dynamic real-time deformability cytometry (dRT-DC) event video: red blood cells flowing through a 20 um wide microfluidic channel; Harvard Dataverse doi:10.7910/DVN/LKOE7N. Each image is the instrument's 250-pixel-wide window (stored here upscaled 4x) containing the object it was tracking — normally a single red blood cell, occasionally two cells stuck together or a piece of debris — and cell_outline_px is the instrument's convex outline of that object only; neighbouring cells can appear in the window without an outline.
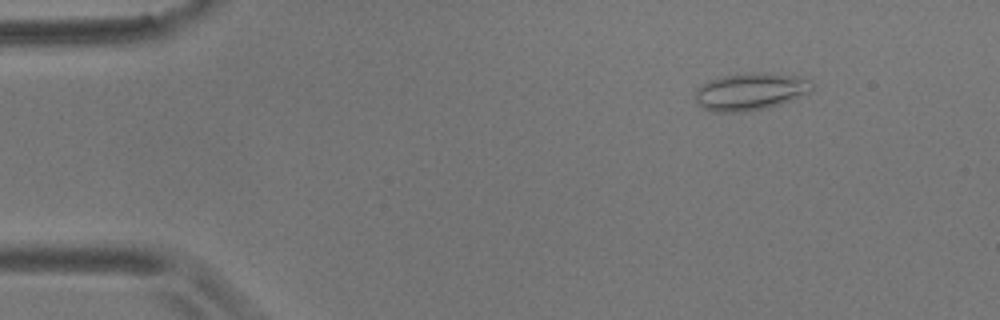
{"species": "common noctule bat (a hibernating species)", "species_latin": "Nyctalus noctula", "temperature_condition": "room temperature", "stored_images_in_passage": 14, "camera_frame_rate_fps": 3000, "um_per_image_px": 0.085, "animal": {"sex": "male", "body_mass_g": 17.9}, "frame": {"image": 1, "passage_image": 7, "time_ms": 2.0, "image_size_px": [1000, 320], "cell_outline_px": [[812, 92], [780, 104], [768, 108], [740, 112], [712, 112], [696, 104], [696, 88], [708, 80], [724, 76], [752, 72], [764, 72], [796, 76], [812, 80]], "centroid_in_image_um": [63.79, 7.78], "position_along_channel_um": 21.2, "area_um2": 25.61}}